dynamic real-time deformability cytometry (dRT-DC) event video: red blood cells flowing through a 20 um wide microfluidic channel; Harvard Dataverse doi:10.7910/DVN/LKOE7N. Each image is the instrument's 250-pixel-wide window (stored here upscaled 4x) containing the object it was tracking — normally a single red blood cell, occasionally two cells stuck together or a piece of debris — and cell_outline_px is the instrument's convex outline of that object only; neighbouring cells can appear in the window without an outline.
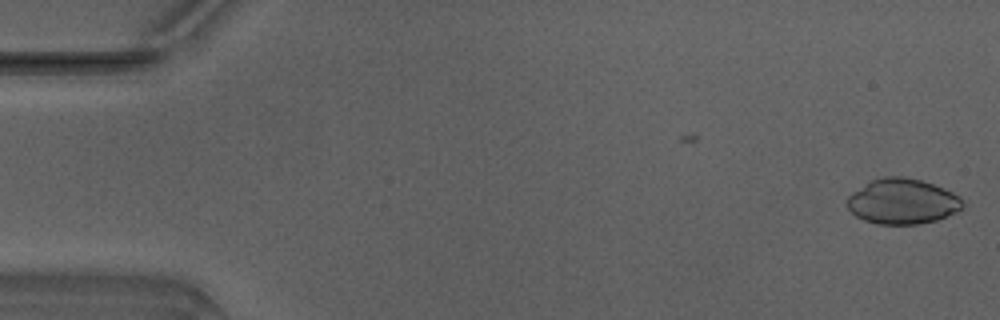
{"species": "Egyptian fruit bat (a non-hibernating species)", "species_latin": "Rousettus aegyptiacus", "temperature_condition": "warm", "stored_images_in_passage": 3, "camera_frame_rate_fps": 3000, "um_per_image_px": 0.085, "animal": {"sex": "male"}, "frame": {"image": 1, "passage_image": 3, "time_ms": 0.667, "image_size_px": [1000, 320], "cell_outline_px": [[964, 204], [956, 212], [936, 220], [920, 224], [876, 224], [864, 220], [856, 216], [848, 208], [848, 196], [852, 192], [872, 180], [884, 176], [900, 176], [920, 180], [932, 184], [952, 192], [960, 196]], "centroid_in_image_um": [76.7, 17.12], "position_along_channel_um": 8.3, "area_um2": 30.29}}